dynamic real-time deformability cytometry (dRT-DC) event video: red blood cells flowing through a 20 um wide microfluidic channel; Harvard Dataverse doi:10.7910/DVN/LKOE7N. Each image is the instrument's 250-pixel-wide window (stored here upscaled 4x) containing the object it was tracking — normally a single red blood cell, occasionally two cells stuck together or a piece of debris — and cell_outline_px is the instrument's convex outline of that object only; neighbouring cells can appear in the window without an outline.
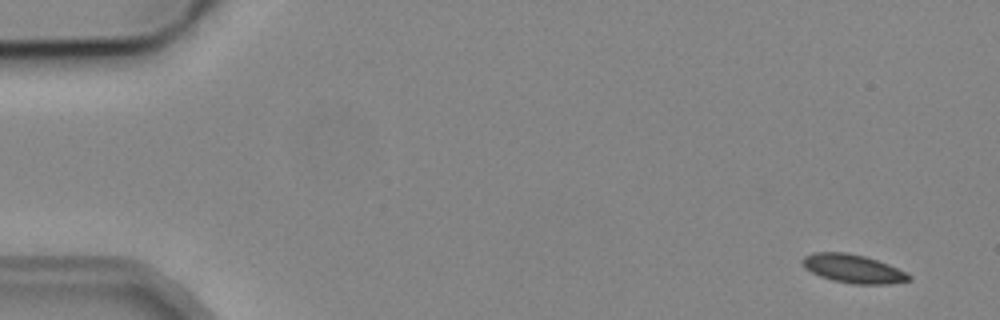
{"species": "common noctule bat (a hibernating species)", "species_latin": "Nyctalus noctula", "temperature_condition": "cold", "stored_images_in_passage": 5, "camera_frame_rate_fps": 3000, "um_per_image_px": 0.085, "animal": {"sex": "male", "body_mass_g": 19.2, "forearm_length_mm": 51.8}, "frame": {"image": 1, "passage_image": 1, "time_ms": 0.0, "image_size_px": [1000, 320], "cell_outline_px": [[912, 280], [892, 284], [852, 284], [832, 280], [820, 276], [804, 268], [800, 260], [804, 256], [812, 252], [848, 252], [864, 256], [888, 264], [912, 276]], "centroid_in_image_um": [72.49, 22.84], "position_along_channel_um": 12.5, "area_um2": 17.8}}
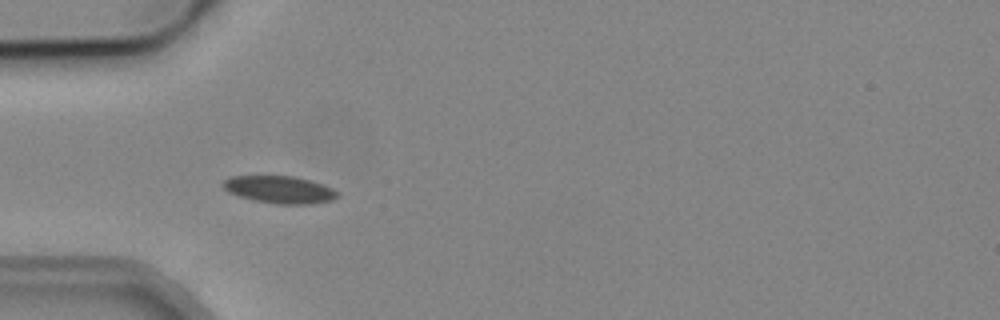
{"frame": {"image": 2, "passage_image": 5, "time_ms": 4.667, "image_size_px": [1000, 320], "cell_outline_px": [[340, 196], [332, 200], [312, 204], [276, 204], [256, 200], [240, 196], [228, 192], [220, 184], [224, 180], [232, 176], [292, 176], [308, 180], [332, 188]], "centroid_in_image_um": [23.74, 16.12], "position_along_channel_um": 61.3, "area_um2": 18.03}}